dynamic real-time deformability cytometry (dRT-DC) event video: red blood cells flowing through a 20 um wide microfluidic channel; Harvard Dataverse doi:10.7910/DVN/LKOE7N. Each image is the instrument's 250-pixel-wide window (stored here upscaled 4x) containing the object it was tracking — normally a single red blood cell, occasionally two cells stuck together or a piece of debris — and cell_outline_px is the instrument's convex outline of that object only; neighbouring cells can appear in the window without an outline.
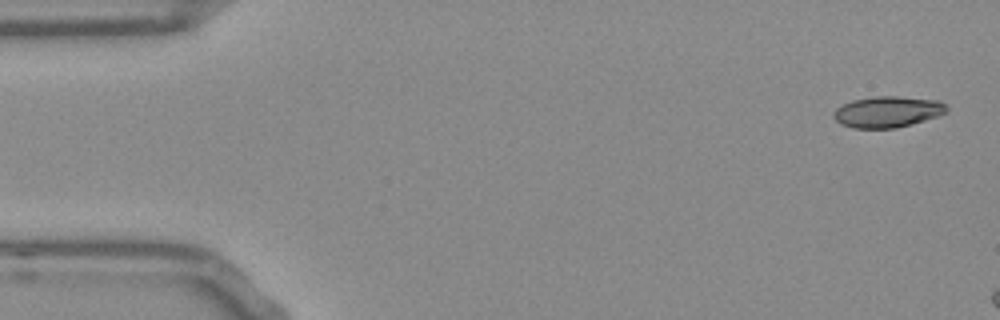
{"species": "Egyptian fruit bat (a non-hibernating species)", "species_latin": "Rousettus aegyptiacus", "temperature_condition": "room temperature", "stored_images_in_passage": 7, "camera_frame_rate_fps": 3000, "um_per_image_px": 0.085, "frame": {"image": 1, "passage_image": 1, "time_ms": 0.0, "image_size_px": [1000, 320], "cell_outline_px": [[948, 112], [912, 124], [896, 128], [852, 128], [840, 124], [832, 116], [832, 112], [836, 108], [852, 100], [876, 96], [896, 96], [940, 100], [948, 108]], "centroid_in_image_um": [75.42, 9.5], "position_along_channel_um": 9.6, "area_um2": 20.58}}